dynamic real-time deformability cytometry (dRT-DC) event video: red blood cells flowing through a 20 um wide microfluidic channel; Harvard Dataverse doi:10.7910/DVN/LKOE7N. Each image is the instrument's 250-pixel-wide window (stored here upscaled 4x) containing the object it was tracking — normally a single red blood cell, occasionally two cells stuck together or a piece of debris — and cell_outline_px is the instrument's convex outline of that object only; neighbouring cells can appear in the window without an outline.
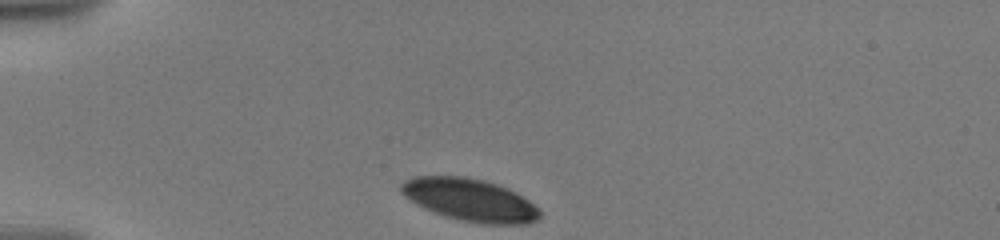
{"species": "human", "species_latin": "Homo sapiens", "temperature_condition": "warm", "stored_images_in_passage": 17, "camera_frame_rate_fps": 3000, "um_per_image_px": 0.085, "donor": {"sex": "male"}, "frame": {"image": 1, "passage_image": 1, "time_ms": 0.0, "image_size_px": [1000, 240], "cell_outline_px": [[540, 216], [536, 220], [528, 224], [480, 224], [460, 220], [424, 208], [404, 196], [400, 192], [400, 184], [404, 180], [412, 176], [464, 176], [484, 180], [496, 184], [528, 200], [540, 208]], "centroid_in_image_um": [39.92, 16.99], "position_along_channel_um": 45.1, "area_um2": 34.1}}
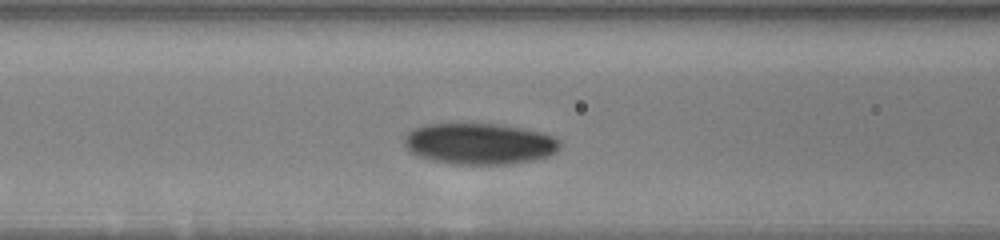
{"frame": {"image": 2, "passage_image": 10, "time_ms": 3.333, "image_size_px": [1000, 240], "cell_outline_px": [[560, 148], [556, 152], [548, 156], [532, 160], [508, 164], [448, 164], [416, 156], [408, 152], [404, 144], [404, 136], [412, 128], [424, 124], [500, 124], [524, 128], [540, 132], [552, 136], [560, 140]], "centroid_in_image_um": [40.71, 12.22], "position_along_channel_um": 125.9, "area_um2": 37.74}}
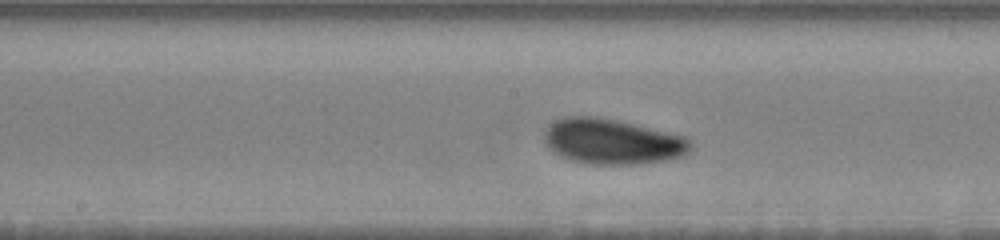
{"frame": {"image": 3, "passage_image": 15, "time_ms": 5.333, "image_size_px": [1000, 240], "cell_outline_px": [[692, 148], [688, 152], [680, 156], [664, 160], [640, 164], [584, 164], [560, 156], [552, 152], [544, 144], [544, 132], [556, 120], [564, 116], [592, 116], [616, 120], [684, 136], [692, 140]], "centroid_in_image_um": [52.01, 12.04], "position_along_channel_um": 196.2, "area_um2": 38.61}}